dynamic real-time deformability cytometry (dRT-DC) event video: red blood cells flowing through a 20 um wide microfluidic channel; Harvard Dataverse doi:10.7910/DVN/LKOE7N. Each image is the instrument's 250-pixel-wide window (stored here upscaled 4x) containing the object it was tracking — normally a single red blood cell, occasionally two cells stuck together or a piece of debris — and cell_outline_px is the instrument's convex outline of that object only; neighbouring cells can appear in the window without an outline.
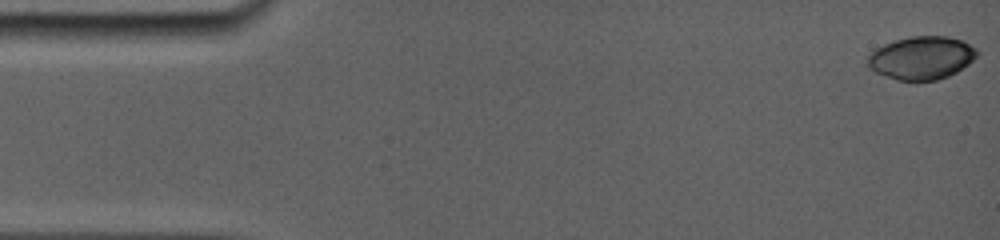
{"species": "common noctule bat (a hibernating species)", "species_latin": "Nyctalus noctula", "temperature_condition": "room temperature", "stored_images_in_passage": 33, "camera_frame_rate_fps": 5000, "um_per_image_px": 0.085, "animal": {"sex": "female", "body_mass_g": 19.0, "forearm_length_mm": 56.7}, "frame": {"image": 1, "passage_image": 1, "time_ms": 0.0, "image_size_px": [1000, 240], "cell_outline_px": [[980, 52], [968, 64], [956, 72], [948, 76], [936, 80], [896, 80], [876, 72], [868, 68], [868, 56], [876, 48], [884, 44], [896, 40], [912, 36], [948, 36], [960, 40], [976, 48]], "centroid_in_image_um": [78.33, 4.91], "position_along_channel_um": 6.7, "area_um2": 27.22}}
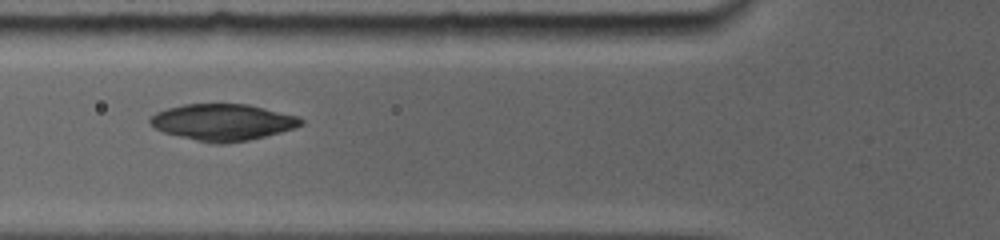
{"frame": {"image": 2, "passage_image": 15, "time_ms": 6.0, "image_size_px": [1000, 240], "cell_outline_px": [[304, 124], [292, 128], [264, 136], [248, 140], [220, 144], [200, 140], [164, 132], [156, 128], [148, 120], [156, 112], [168, 108], [184, 104], [248, 104], [296, 116], [304, 120]], "centroid_in_image_um": [18.93, 10.37], "position_along_channel_um": 106.9, "area_um2": 31.33}}
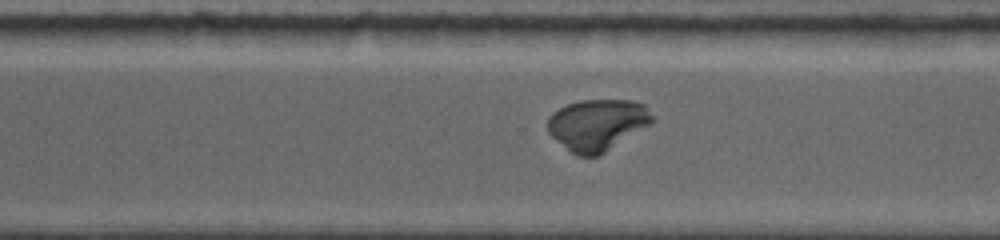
{"frame": {"image": 3, "passage_image": 28, "time_ms": 11.6, "image_size_px": [1000, 240], "cell_outline_px": [[656, 120], [600, 156], [576, 156], [556, 140], [548, 132], [548, 116], [552, 112], [568, 104], [580, 100], [632, 100], [644, 104]], "centroid_in_image_um": [50.78, 10.6], "position_along_channel_um": 319.8, "area_um2": 31.39}}